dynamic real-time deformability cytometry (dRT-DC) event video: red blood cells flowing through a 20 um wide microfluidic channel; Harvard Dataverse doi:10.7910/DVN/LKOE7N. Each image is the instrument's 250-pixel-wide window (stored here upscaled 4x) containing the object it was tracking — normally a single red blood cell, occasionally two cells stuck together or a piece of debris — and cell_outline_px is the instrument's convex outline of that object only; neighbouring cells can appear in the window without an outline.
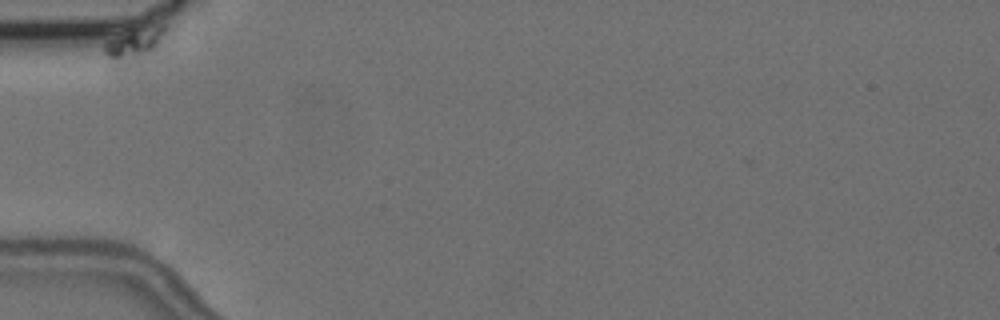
{"species": "common noctule bat (a hibernating species)", "species_latin": "Nyctalus noctula", "temperature_condition": "cold", "stored_images_in_passage": 2, "camera_frame_rate_fps": 3000, "um_per_image_px": 0.085, "animal": {"sex": "female", "body_mass_g": 24.6, "forearm_length_mm": 56.2}, "frame": {"image": 1, "passage_image": 1, "time_ms": 0.0, "image_size_px": [1000, 320], "cell_outline_px": [[164, 32], [156, 44], [152, 48], [120, 76], [112, 76], [104, 52], [104, 44], [108, 40], [132, 32], [160, 24], [164, 24]], "centroid_in_image_um": [11.12, 4.1], "position_along_channel_um": 73.9, "area_um2": 12.14}}